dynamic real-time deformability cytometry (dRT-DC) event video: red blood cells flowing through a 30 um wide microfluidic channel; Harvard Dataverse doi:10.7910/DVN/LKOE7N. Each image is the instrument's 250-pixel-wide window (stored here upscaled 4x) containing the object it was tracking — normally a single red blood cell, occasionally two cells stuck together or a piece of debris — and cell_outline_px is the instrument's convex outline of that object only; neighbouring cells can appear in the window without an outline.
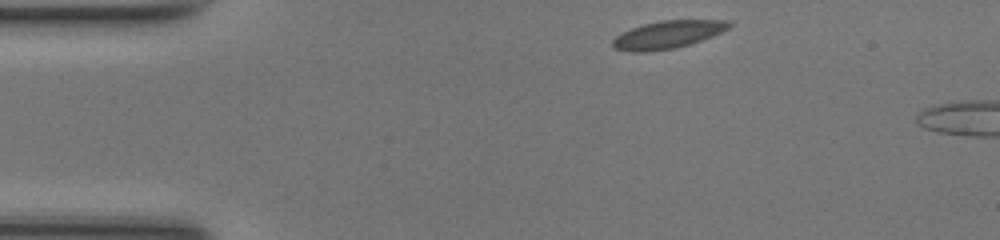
{"species": "common noctule bat (a hibernating species)", "species_latin": "Nyctalus noctula", "temperature_condition": "room temperature", "stored_images_in_passage": 3, "camera_frame_rate_fps": 3000, "um_per_image_px": 0.085, "animal": {"sex": "female", "body_mass_g": 17.0, "forearm_length_mm": 48.0}, "frame": {"image": 1, "passage_image": 1, "time_ms": 0.0, "image_size_px": [1000, 240], "cell_outline_px": [[732, 24], [728, 28], [720, 32], [700, 40], [688, 44], [672, 48], [616, 48], [612, 44], [612, 40], [616, 36], [632, 28], [644, 24], [664, 20], [720, 20]], "centroid_in_image_um": [56.84, 2.87], "position_along_channel_um": 28.2, "area_um2": 17.17}}